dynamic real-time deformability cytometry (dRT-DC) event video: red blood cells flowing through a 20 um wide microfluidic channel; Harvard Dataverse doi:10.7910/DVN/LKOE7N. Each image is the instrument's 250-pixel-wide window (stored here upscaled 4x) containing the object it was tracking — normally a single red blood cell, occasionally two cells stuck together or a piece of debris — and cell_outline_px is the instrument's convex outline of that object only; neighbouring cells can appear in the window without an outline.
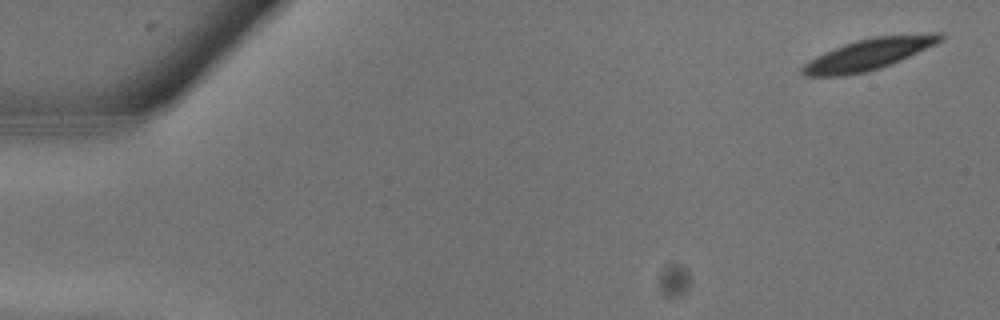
{"species": "common noctule bat (a hibernating species)", "species_latin": "Nyctalus noctula", "temperature_condition": "warm", "stored_images_in_passage": 15, "camera_frame_rate_fps": 3000, "um_per_image_px": 0.085, "animal": {"sex": "male", "body_mass_g": 13.3}, "frame": {"image": 1, "passage_image": 1, "time_ms": 0.0, "image_size_px": [1000, 320], "cell_outline_px": [[944, 36], [936, 44], [892, 64], [880, 68], [864, 72], [844, 76], [804, 76], [800, 72], [800, 68], [808, 60], [816, 56], [844, 44], [856, 40], [872, 36], [928, 32], [944, 32]], "centroid_in_image_um": [73.86, 4.59], "position_along_channel_um": 11.1, "area_um2": 25.43}}
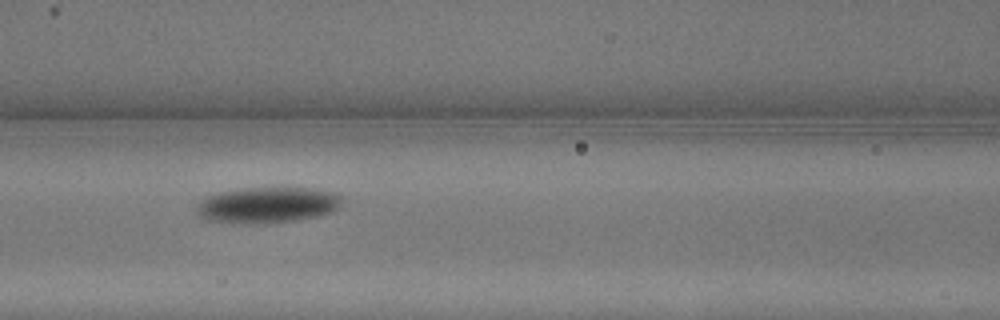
{"frame": {"image": 2, "passage_image": 12, "time_ms": 3.667, "image_size_px": [1000, 320], "cell_outline_px": [[340, 204], [332, 212], [316, 216], [292, 220], [264, 224], [244, 224], [208, 220], [200, 216], [196, 212], [200, 204], [208, 196], [216, 192], [240, 188], [316, 188], [336, 192], [340, 196]], "centroid_in_image_um": [22.74, 17.42], "position_along_channel_um": 143.9, "area_um2": 30.35}}
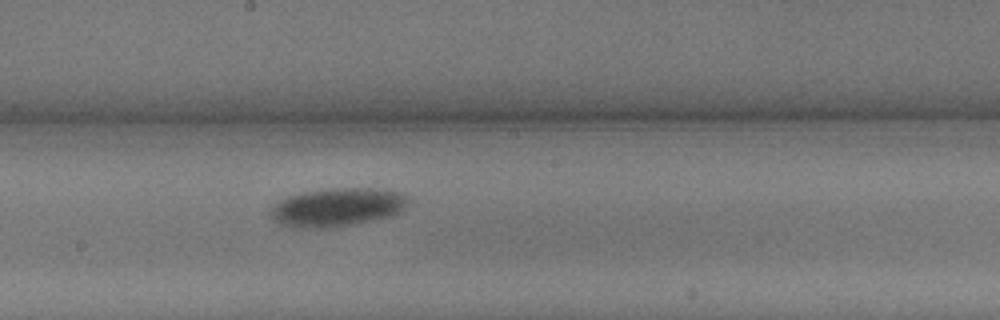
{"frame": {"image": 3, "passage_image": 15, "time_ms": 4.667, "image_size_px": [1000, 320], "cell_outline_px": [[408, 204], [400, 212], [388, 216], [328, 228], [304, 228], [280, 224], [272, 220], [268, 212], [280, 200], [288, 196], [304, 192], [332, 188], [376, 188], [404, 192], [408, 196]], "centroid_in_image_um": [28.67, 17.59], "position_along_channel_um": 219.5, "area_um2": 30.63}}